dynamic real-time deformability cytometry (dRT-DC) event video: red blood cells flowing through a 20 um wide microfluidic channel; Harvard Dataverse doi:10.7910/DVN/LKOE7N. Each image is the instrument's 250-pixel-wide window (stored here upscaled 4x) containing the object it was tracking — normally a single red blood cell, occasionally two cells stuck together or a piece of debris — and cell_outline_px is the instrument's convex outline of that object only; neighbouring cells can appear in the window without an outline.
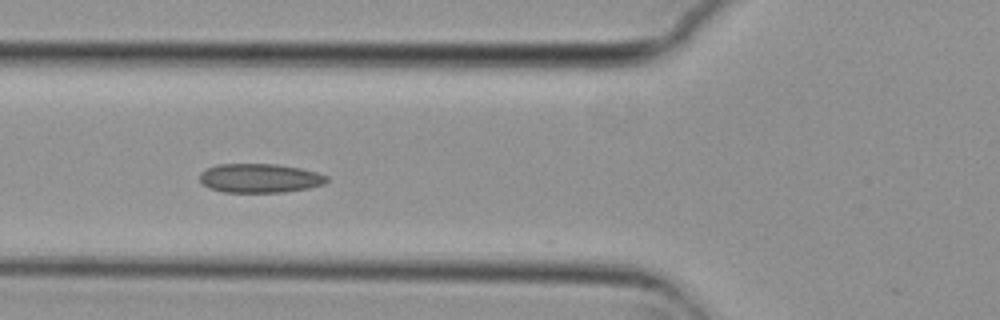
{"species": "common noctule bat (a hibernating species)", "species_latin": "Nyctalus noctula", "temperature_condition": "cold", "stored_images_in_passage": 13, "camera_frame_rate_fps": 3000, "um_per_image_px": 0.085, "animal": {"sex": "female", "body_mass_g": 29.2, "forearm_length_mm": 56.3}, "frame": {"image": 1, "passage_image": 6, "time_ms": 1.667, "image_size_px": [1000, 320], "cell_outline_px": [[328, 180], [324, 184], [308, 188], [284, 192], [224, 192], [208, 188], [200, 184], [200, 172], [216, 164], [276, 164], [300, 168], [316, 172], [328, 176]], "centroid_in_image_um": [22.05, 15.14], "position_along_channel_um": 103.7, "area_um2": 21.62}}
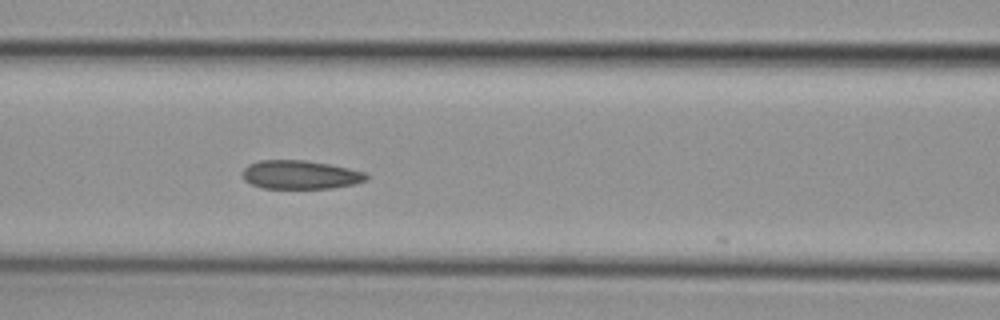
{"frame": {"image": 2, "passage_image": 9, "time_ms": 2.667, "image_size_px": [1000, 320], "cell_outline_px": [[368, 180], [356, 184], [332, 188], [260, 188], [244, 180], [244, 168], [248, 164], [256, 160], [304, 160], [328, 164], [368, 172]], "centroid_in_image_um": [25.56, 14.85], "position_along_channel_um": 141.0, "area_um2": 20.81}}
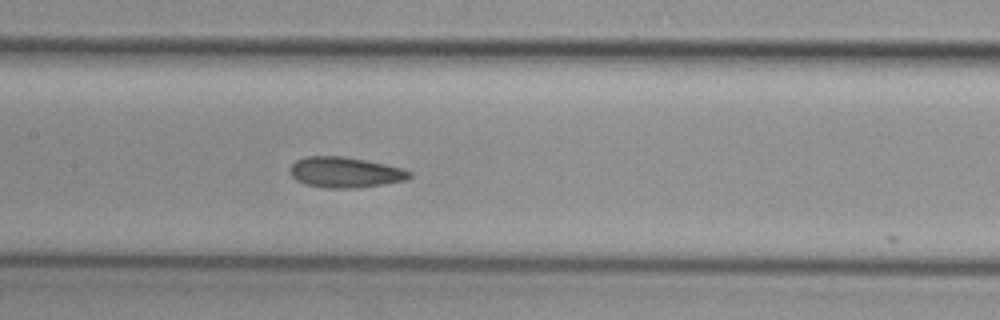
{"frame": {"image": 3, "passage_image": 12, "time_ms": 3.667, "image_size_px": [1000, 320], "cell_outline_px": [[412, 176], [408, 180], [384, 184], [356, 188], [324, 188], [304, 184], [296, 180], [288, 172], [288, 168], [296, 160], [304, 156], [340, 156], [364, 160], [404, 168], [412, 172]], "centroid_in_image_um": [29.32, 14.65], "position_along_channel_um": 178.1, "area_um2": 21.56}}